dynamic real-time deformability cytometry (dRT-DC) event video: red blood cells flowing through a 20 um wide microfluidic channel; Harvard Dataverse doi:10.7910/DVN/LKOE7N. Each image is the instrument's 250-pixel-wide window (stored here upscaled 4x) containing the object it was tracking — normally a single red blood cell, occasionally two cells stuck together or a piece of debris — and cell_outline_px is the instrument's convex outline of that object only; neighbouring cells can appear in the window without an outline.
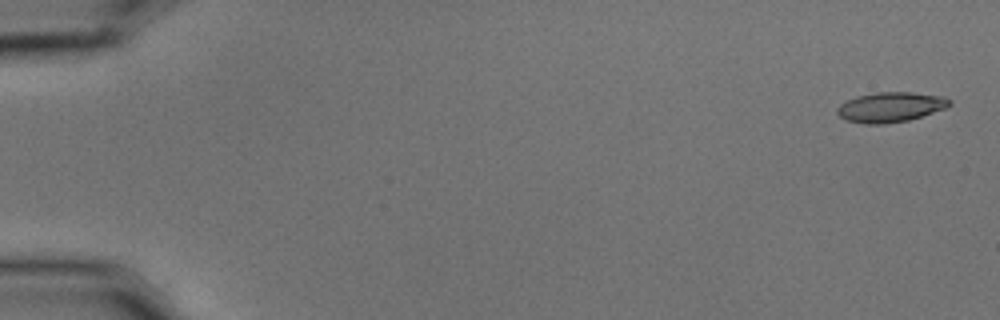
{"species": "common noctule bat (a hibernating species)", "species_latin": "Nyctalus noctula", "temperature_condition": "cold", "stored_images_in_passage": 6, "segment_of_instrument_passage": [1, 2], "camera_frame_rate_fps": 3000, "um_per_image_px": 0.085, "animal": {"sex": "male", "body_mass_g": 15.6}, "frame": {"image": 1, "passage_image": 1, "time_ms": 0.0, "image_size_px": [1000, 320], "cell_outline_px": [[952, 104], [944, 108], [908, 120], [884, 124], [864, 124], [848, 120], [840, 116], [836, 112], [836, 108], [840, 104], [856, 96], [876, 92], [912, 92], [944, 96], [952, 100]], "centroid_in_image_um": [75.69, 9.09], "position_along_channel_um": 9.3, "area_um2": 19.54}}
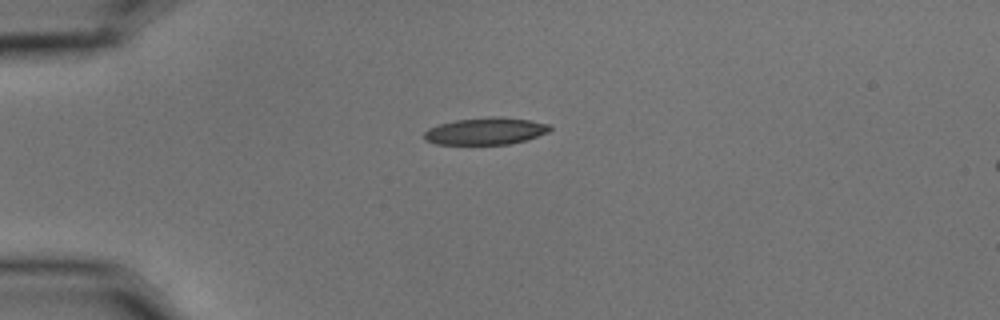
{"frame": {"image": 2, "passage_image": 4, "time_ms": 1.0, "image_size_px": [1000, 320], "cell_outline_px": [[552, 128], [548, 132], [528, 140], [508, 144], [436, 144], [424, 140], [424, 132], [428, 128], [440, 124], [456, 120], [492, 116], [500, 116], [528, 120], [552, 124]], "centroid_in_image_um": [41.31, 11.14], "position_along_channel_um": 43.7, "area_um2": 19.94}}